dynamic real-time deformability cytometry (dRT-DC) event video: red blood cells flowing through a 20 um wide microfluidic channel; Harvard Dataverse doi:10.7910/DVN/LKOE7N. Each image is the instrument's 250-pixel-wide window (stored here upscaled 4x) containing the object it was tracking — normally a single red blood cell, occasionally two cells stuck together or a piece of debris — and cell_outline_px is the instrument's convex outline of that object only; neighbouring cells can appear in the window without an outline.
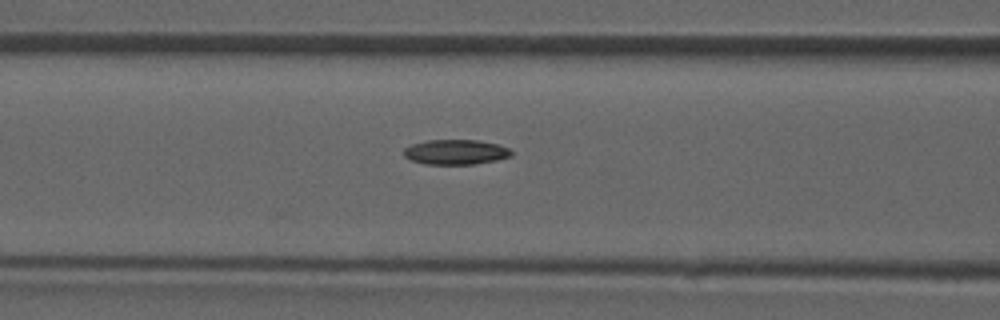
{"species": "common noctule bat (a hibernating species)", "species_latin": "Nyctalus noctula", "temperature_condition": "room temperature", "stored_images_in_passage": 7, "camera_frame_rate_fps": 3000, "um_per_image_px": 0.085, "animal": {"sex": "male", "forearm_length_mm": 52.5}, "frame": {"image": 1, "passage_image": 7, "time_ms": 7.0, "image_size_px": [1000, 320], "cell_outline_px": [[512, 156], [496, 160], [472, 164], [424, 164], [412, 160], [404, 156], [404, 148], [412, 144], [428, 140], [476, 140], [496, 144], [508, 148], [512, 152]], "centroid_in_image_um": [38.72, 12.92], "position_along_channel_um": 127.9, "area_um2": 15.49}}